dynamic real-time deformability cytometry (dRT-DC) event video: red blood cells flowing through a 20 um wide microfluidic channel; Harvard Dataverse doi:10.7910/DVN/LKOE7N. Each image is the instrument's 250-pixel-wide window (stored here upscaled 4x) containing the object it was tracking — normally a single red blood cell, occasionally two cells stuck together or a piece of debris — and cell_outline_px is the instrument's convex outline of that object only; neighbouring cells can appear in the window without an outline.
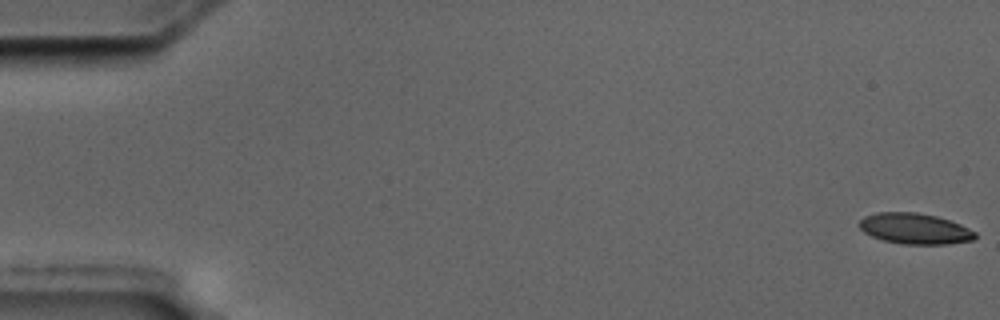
{"species": "common noctule bat (a hibernating species)", "species_latin": "Nyctalus noctula", "temperature_condition": "cold", "stored_images_in_passage": 18, "camera_frame_rate_fps": 3000, "um_per_image_px": 0.085, "animal": {"sex": "male", "body_mass_g": 17.5, "forearm_length_mm": 52.3}, "frame": {"image": 1, "passage_image": 1, "time_ms": 0.0, "image_size_px": [1000, 320], "cell_outline_px": [[976, 236], [972, 240], [948, 244], [904, 244], [884, 240], [872, 236], [864, 232], [860, 228], [860, 220], [864, 216], [876, 212], [916, 212], [936, 216], [960, 224], [976, 232]], "centroid_in_image_um": [77.75, 19.43], "position_along_channel_um": 7.2, "area_um2": 20.63}}
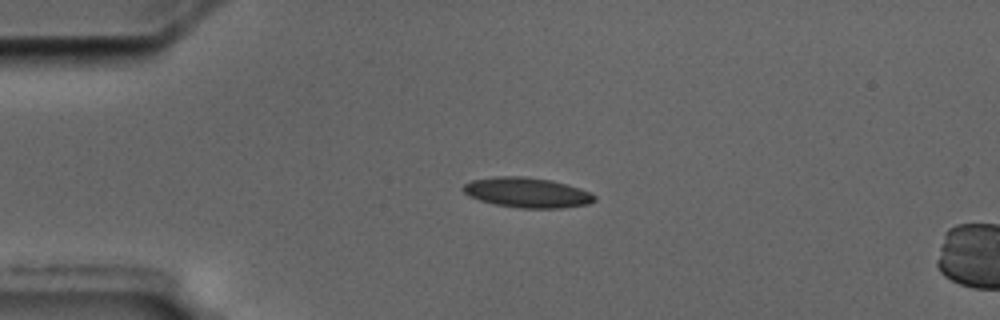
{"frame": {"image": 2, "passage_image": 14, "time_ms": 4.333, "image_size_px": [1000, 320], "cell_outline_px": [[596, 200], [588, 204], [560, 208], [520, 208], [496, 204], [480, 200], [468, 196], [460, 188], [464, 184], [472, 180], [496, 176], [524, 176], [552, 180], [568, 184], [592, 192], [596, 196]], "centroid_in_image_um": [44.82, 16.36], "position_along_channel_um": 40.2, "area_um2": 23.18}}